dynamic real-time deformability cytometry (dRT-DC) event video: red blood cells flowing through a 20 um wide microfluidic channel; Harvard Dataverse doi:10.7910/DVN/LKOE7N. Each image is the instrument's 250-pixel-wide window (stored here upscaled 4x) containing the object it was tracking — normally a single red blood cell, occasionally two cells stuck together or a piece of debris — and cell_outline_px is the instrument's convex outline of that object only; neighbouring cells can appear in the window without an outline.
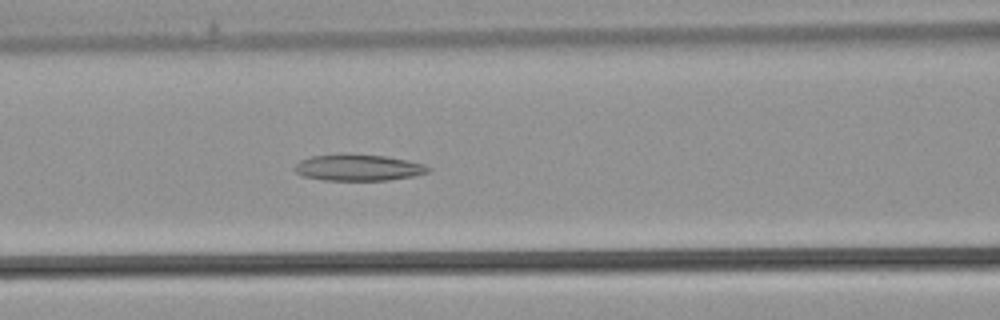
{"species": "common noctule bat (a hibernating species)", "species_latin": "Nyctalus noctula", "temperature_condition": "warm", "stored_images_in_passage": 31, "camera_frame_rate_fps": 3000, "um_per_image_px": 0.085, "animal": {"sex": "male", "body_mass_g": 21.5, "forearm_length_mm": 52.0}, "frame": {"image": 1, "passage_image": 10, "time_ms": 3.0, "image_size_px": [1000, 320], "cell_outline_px": [[432, 168], [428, 172], [416, 176], [388, 180], [324, 180], [304, 176], [296, 172], [296, 164], [300, 160], [312, 156], [384, 156], [424, 164]], "centroid_in_image_um": [30.51, 14.28], "position_along_channel_um": 136.1, "area_um2": 19.65}}
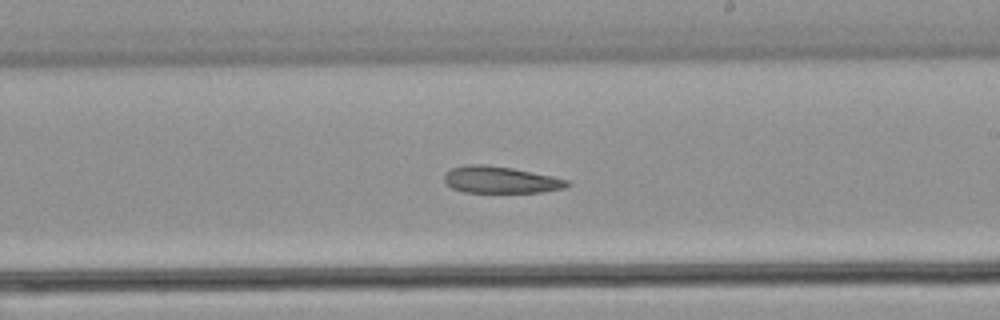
{"frame": {"image": 2, "passage_image": 16, "time_ms": 5.0, "image_size_px": [1000, 320], "cell_outline_px": [[572, 184], [564, 188], [544, 192], [464, 192], [452, 188], [444, 184], [444, 172], [452, 168], [468, 164], [484, 164], [512, 168], [552, 176], [568, 180]], "centroid_in_image_um": [42.52, 15.28], "position_along_channel_um": 246.5, "area_um2": 19.31}}
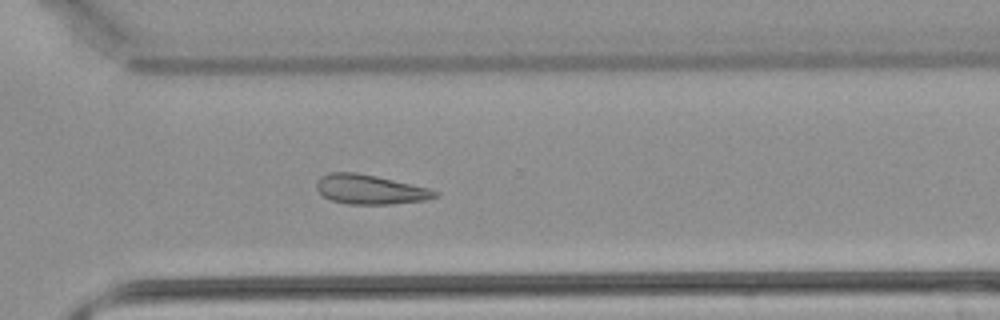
{"frame": {"image": 3, "passage_image": 21, "time_ms": 6.667, "image_size_px": [1000, 320], "cell_outline_px": [[440, 192], [436, 196], [424, 200], [388, 204], [348, 204], [332, 200], [324, 196], [316, 188], [316, 180], [320, 176], [328, 172], [356, 172], [376, 176], [432, 188]], "centroid_in_image_um": [31.45, 16.09], "position_along_channel_um": 339.2, "area_um2": 20.4}}